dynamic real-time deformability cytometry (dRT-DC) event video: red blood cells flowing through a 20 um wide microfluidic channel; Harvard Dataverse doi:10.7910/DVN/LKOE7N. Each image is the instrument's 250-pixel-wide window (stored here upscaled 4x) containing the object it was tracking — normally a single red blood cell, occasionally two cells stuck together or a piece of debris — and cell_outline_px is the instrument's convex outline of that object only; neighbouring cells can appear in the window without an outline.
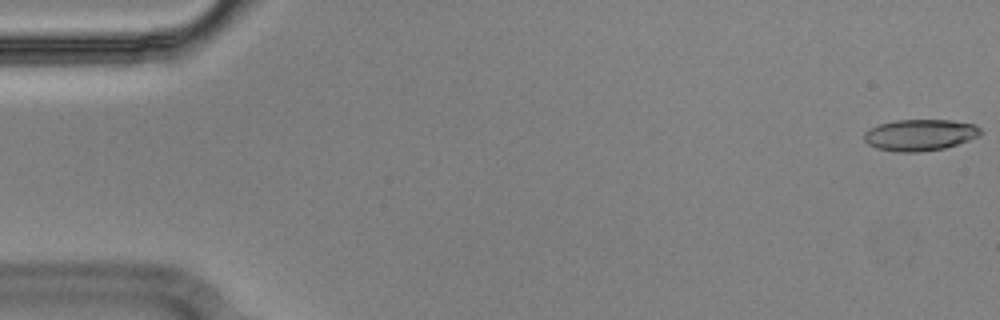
{"species": "Egyptian fruit bat (a non-hibernating species)", "species_latin": "Rousettus aegyptiacus", "temperature_condition": "cold", "stored_images_in_passage": 55, "camera_frame_rate_fps": 3000, "um_per_image_px": 0.085, "animal": {"sex": "male"}, "frame": {"image": 1, "passage_image": 1, "time_ms": 0.0, "image_size_px": [1000, 320], "cell_outline_px": [[984, 132], [980, 136], [944, 148], [916, 152], [896, 152], [876, 148], [868, 144], [864, 140], [864, 132], [868, 128], [880, 124], [896, 120], [952, 120], [972, 124], [980, 128]], "centroid_in_image_um": [78.18, 11.47], "position_along_channel_um": 6.8, "area_um2": 21.33}}
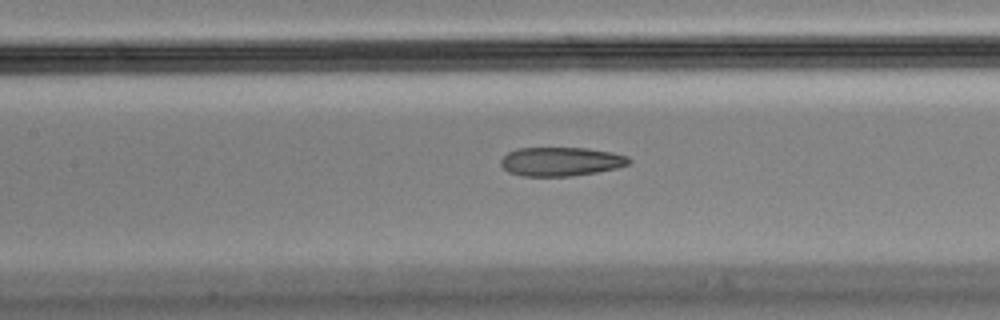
{"frame": {"image": 2, "passage_image": 25, "time_ms": 8.0, "image_size_px": [1000, 320], "cell_outline_px": [[632, 160], [628, 164], [616, 168], [596, 172], [572, 176], [524, 176], [508, 172], [500, 164], [500, 160], [508, 152], [516, 148], [588, 148], [612, 152], [628, 156]], "centroid_in_image_um": [47.67, 13.73], "position_along_channel_um": 159.7, "area_um2": 21.62}}
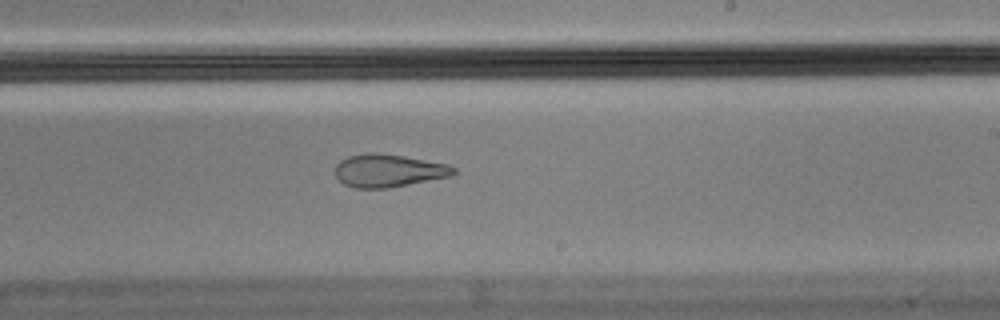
{"frame": {"image": 3, "passage_image": 33, "time_ms": 10.667, "image_size_px": [1000, 320], "cell_outline_px": [[456, 172], [452, 176], [388, 188], [356, 188], [344, 184], [336, 176], [336, 164], [340, 160], [348, 156], [368, 152], [376, 152], [404, 156], [448, 164], [456, 168]], "centroid_in_image_um": [33.03, 14.49], "position_along_channel_um": 256.0, "area_um2": 22.72}, "authors_computed_cell_mechanics": {"area_um2": 22.9466, "velocity_mm_per_s": 3.6288, "shape_relaxation_time_tau1_ms": null, "shape_relaxation_time_tau2_ms": 2.9734, "deformation_change_tau1": null, "deformation_change_tau2": 0.1028}}